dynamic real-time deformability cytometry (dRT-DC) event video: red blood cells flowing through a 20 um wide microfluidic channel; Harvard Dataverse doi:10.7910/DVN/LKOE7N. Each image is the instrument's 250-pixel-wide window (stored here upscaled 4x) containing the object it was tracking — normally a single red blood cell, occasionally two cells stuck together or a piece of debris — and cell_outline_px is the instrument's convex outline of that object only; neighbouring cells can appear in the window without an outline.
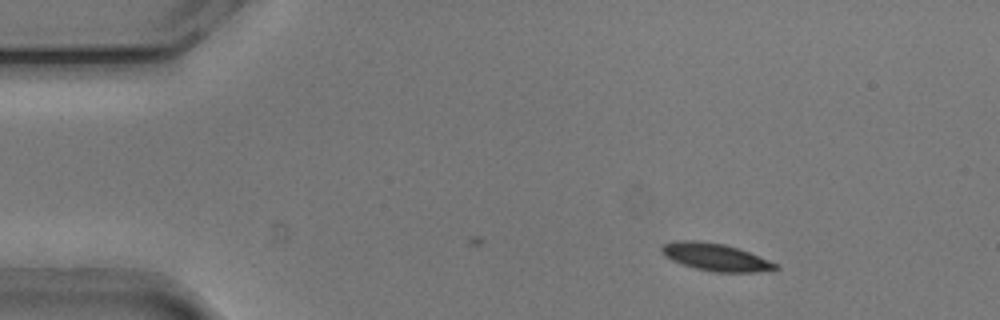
{"species": "common noctule bat (a hibernating species)", "species_latin": "Nyctalus noctula", "temperature_condition": "cold", "stored_images_in_passage": 43, "camera_frame_rate_fps": 3000, "um_per_image_px": 0.085, "animal": {"sex": "male", "body_mass_g": 20.5, "forearm_length_mm": 52.5}, "frame": {"image": 1, "passage_image": 1, "time_ms": 0.0, "image_size_px": [1000, 320], "cell_outline_px": [[780, 268], [776, 272], [712, 272], [696, 268], [672, 260], [664, 256], [660, 248], [664, 244], [676, 240], [692, 240], [724, 244], [748, 252], [780, 264]], "centroid_in_image_um": [60.9, 21.87], "position_along_channel_um": 24.1, "area_um2": 18.32}}
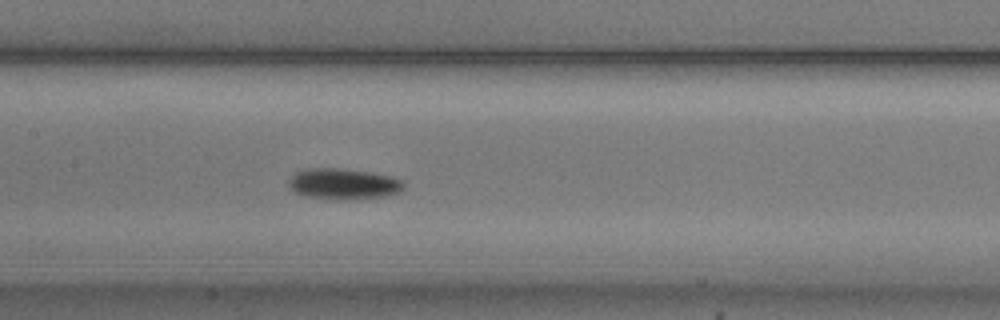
{"frame": {"image": 2, "passage_image": 19, "time_ms": 6.0, "image_size_px": [1000, 320], "cell_outline_px": [[404, 188], [400, 192], [384, 196], [348, 200], [336, 200], [304, 196], [296, 192], [288, 184], [288, 180], [296, 172], [308, 168], [344, 168], [372, 172], [392, 176], [404, 180]], "centroid_in_image_um": [29.23, 15.63], "position_along_channel_um": 178.2, "area_um2": 21.04}}
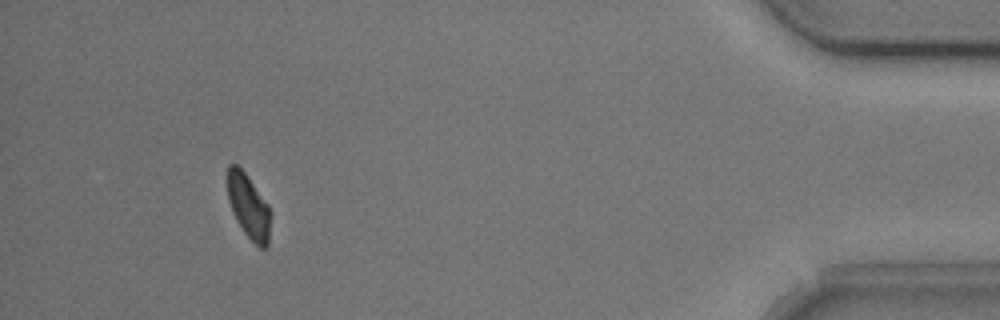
{"frame": {"image": 3, "passage_image": 43, "time_ms": 14.0, "image_size_px": [1000, 320], "cell_outline_px": [[272, 212], [268, 248], [260, 248], [244, 232], [236, 220], [232, 212], [228, 200], [228, 164], [236, 164], [244, 172], [268, 204]], "centroid_in_image_um": [21.16, 17.58], "position_along_channel_um": 414.0, "area_um2": 16.18}, "authors_computed_cell_mechanics": {"area_um2": 18.785, "velocity_mm_per_s": 3.7556, "shape_relaxation_time_tau1_ms": 2.398, "shape_relaxation_time_tau2_ms": null, "deformation_change_tau1": 0.0756, "deformation_change_tau2": null}}